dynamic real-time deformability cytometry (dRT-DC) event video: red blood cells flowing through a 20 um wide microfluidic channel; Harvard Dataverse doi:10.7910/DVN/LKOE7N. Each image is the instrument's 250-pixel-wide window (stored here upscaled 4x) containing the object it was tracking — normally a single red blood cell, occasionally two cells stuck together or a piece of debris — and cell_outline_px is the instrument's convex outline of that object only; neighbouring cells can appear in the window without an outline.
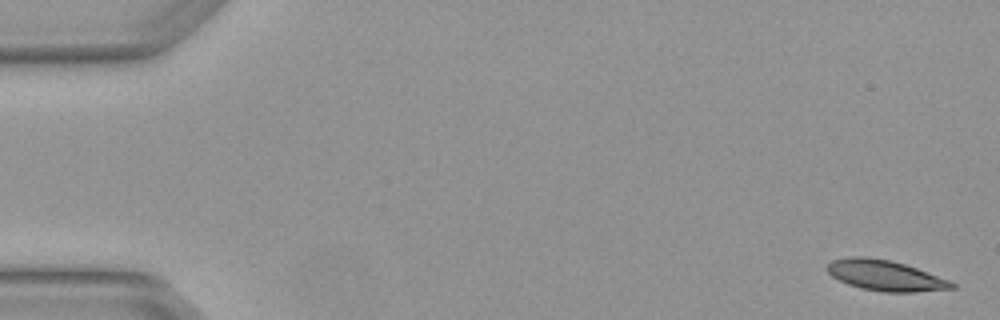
{"species": "Egyptian fruit bat (a non-hibernating species)", "species_latin": "Rousettus aegyptiacus", "temperature_condition": "warm", "stored_images_in_passage": 3, "camera_frame_rate_fps": 3000, "um_per_image_px": 0.085, "animal": {"sex": "female"}, "frame": {"image": 1, "passage_image": 1, "time_ms": 0.0, "image_size_px": [1000, 320], "cell_outline_px": [[956, 288], [916, 292], [880, 292], [860, 288], [848, 284], [832, 276], [828, 272], [828, 264], [832, 260], [852, 256], [868, 256], [892, 260], [916, 268], [948, 280], [956, 284]], "centroid_in_image_um": [75.24, 23.41], "position_along_channel_um": 9.8, "area_um2": 22.14}}